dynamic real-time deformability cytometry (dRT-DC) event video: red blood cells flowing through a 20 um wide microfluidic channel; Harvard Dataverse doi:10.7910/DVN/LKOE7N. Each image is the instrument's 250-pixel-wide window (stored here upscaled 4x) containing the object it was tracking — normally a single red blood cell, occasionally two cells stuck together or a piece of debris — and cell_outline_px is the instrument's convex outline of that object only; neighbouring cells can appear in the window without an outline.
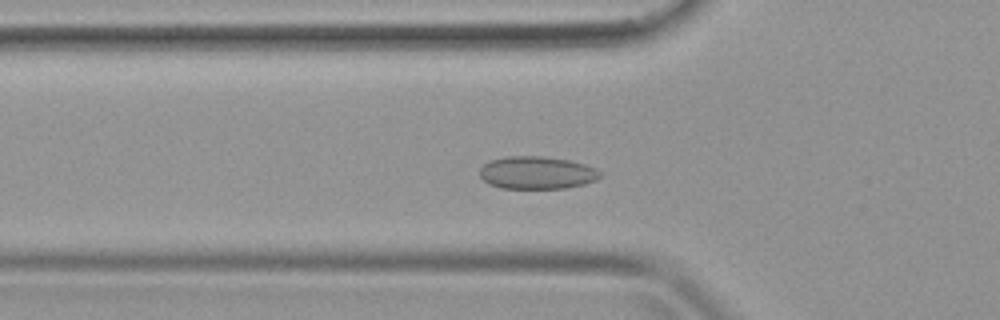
{"species": "common noctule bat (a hibernating species)", "species_latin": "Nyctalus noctula", "temperature_condition": "warm", "stored_images_in_passage": 37, "camera_frame_rate_fps": 3000, "um_per_image_px": 0.085, "animal": {"sex": "female", "body_mass_g": 19.9}, "frame": {"image": 1, "passage_image": 11, "time_ms": 3.333, "image_size_px": [1000, 320], "cell_outline_px": [[604, 176], [596, 180], [584, 184], [564, 188], [500, 188], [488, 184], [480, 176], [480, 168], [488, 160], [504, 156], [544, 156], [568, 160], [584, 164], [596, 168]], "centroid_in_image_um": [45.62, 14.67], "position_along_channel_um": 80.2, "area_um2": 23.12}}
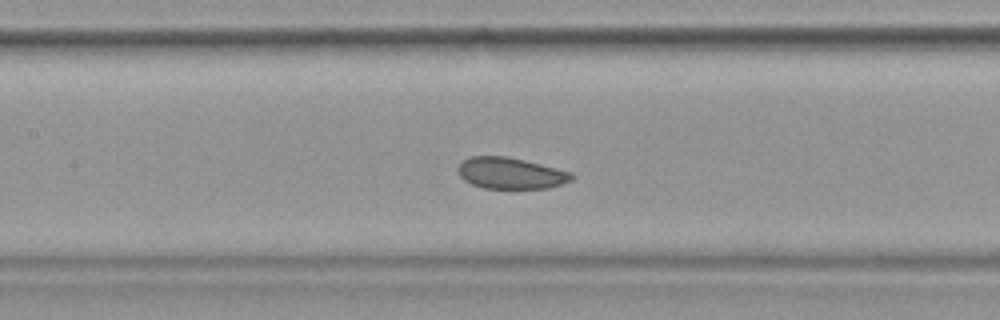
{"frame": {"image": 2, "passage_image": 16, "time_ms": 5.0, "image_size_px": [1000, 320], "cell_outline_px": [[576, 176], [572, 180], [548, 188], [484, 188], [472, 184], [464, 180], [460, 176], [456, 168], [468, 156], [508, 156], [572, 172]], "centroid_in_image_um": [43.4, 14.71], "position_along_channel_um": 164.0, "area_um2": 20.75}}
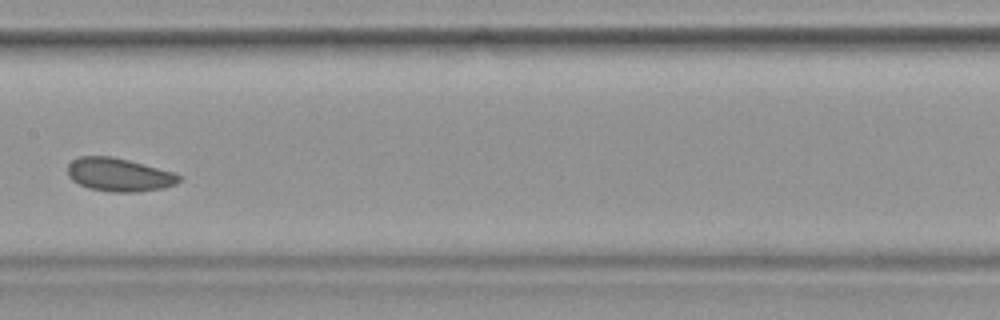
{"frame": {"image": 3, "passage_image": 18, "time_ms": 5.667, "image_size_px": [1000, 320], "cell_outline_px": [[184, 176], [176, 184], [164, 188], [140, 192], [112, 192], [88, 188], [72, 180], [68, 176], [68, 164], [72, 160], [80, 156], [112, 156], [128, 160], [172, 172]], "centroid_in_image_um": [10.12, 14.86], "position_along_channel_um": 197.3, "area_um2": 21.68}}